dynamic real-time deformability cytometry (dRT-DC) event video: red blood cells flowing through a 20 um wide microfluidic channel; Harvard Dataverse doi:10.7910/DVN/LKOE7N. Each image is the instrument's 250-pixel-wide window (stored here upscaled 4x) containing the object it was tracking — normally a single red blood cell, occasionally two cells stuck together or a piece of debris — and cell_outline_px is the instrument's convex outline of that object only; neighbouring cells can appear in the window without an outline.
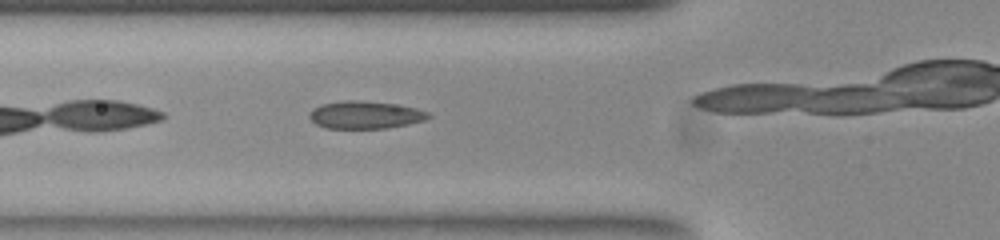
{"species": "common noctule bat (a hibernating species)", "species_latin": "Nyctalus noctula", "temperature_condition": "room temperature", "stored_images_in_passage": 27, "camera_frame_rate_fps": 3000, "um_per_image_px": 0.085, "animal": {"sex": "female", "body_mass_g": 23.0, "forearm_length_mm": 53.4}, "frame": {"image": 1, "passage_image": 5, "time_ms": 1.333, "image_size_px": [1000, 240], "cell_outline_px": [[432, 116], [424, 120], [384, 128], [328, 128], [316, 124], [308, 116], [312, 108], [320, 104], [344, 100], [360, 100], [392, 104], [416, 108], [428, 112]], "centroid_in_image_um": [30.99, 9.75], "position_along_channel_um": 94.8, "area_um2": 18.9}}